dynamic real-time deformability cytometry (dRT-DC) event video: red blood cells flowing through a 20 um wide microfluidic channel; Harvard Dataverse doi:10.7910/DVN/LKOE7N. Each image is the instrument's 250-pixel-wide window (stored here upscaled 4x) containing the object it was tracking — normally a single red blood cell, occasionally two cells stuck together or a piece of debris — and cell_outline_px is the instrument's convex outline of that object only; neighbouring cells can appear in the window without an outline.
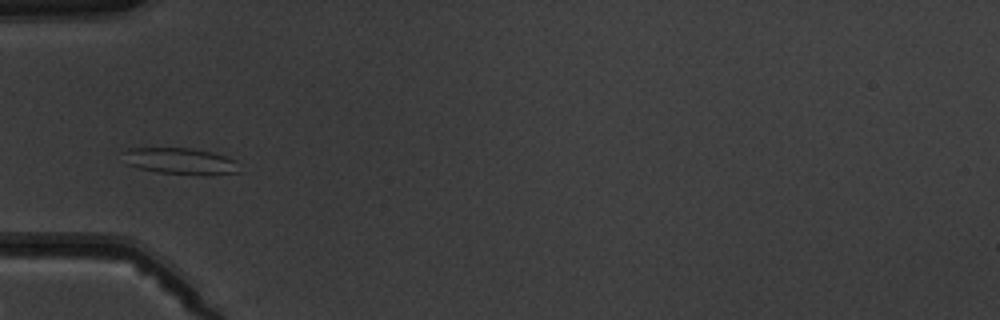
{"species": "common noctule bat (a hibernating species)", "species_latin": "Nyctalus noctula", "temperature_condition": "warm", "stored_images_in_passage": 9, "camera_frame_rate_fps": 3000, "um_per_image_px": 0.085, "animal": {"sex": "male", "body_mass_g": 19.5, "forearm_length_mm": 54.6}, "frame": {"image": 1, "passage_image": 3, "time_ms": 3.333, "image_size_px": [1000, 320], "cell_outline_px": [[240, 172], [204, 176], [156, 172], [124, 164], [120, 152], [128, 148], [192, 148], [212, 152], [236, 160]], "centroid_in_image_um": [15.28, 13.7], "position_along_channel_um": 69.7, "area_um2": 18.38}}
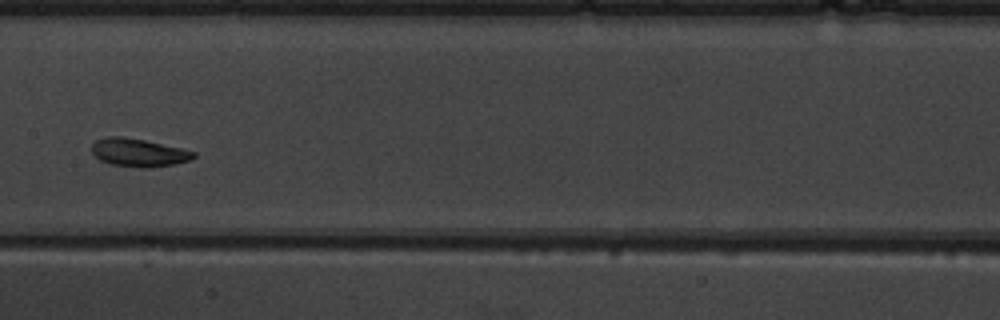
{"frame": {"image": 2, "passage_image": 6, "time_ms": 6.667, "image_size_px": [1000, 320], "cell_outline_px": [[196, 156], [192, 160], [172, 164], [148, 168], [140, 168], [112, 164], [100, 160], [92, 152], [92, 144], [96, 140], [108, 136], [120, 136], [144, 140], [180, 148], [196, 152]], "centroid_in_image_um": [11.78, 12.97], "position_along_channel_um": 195.6, "area_um2": 16.53}}
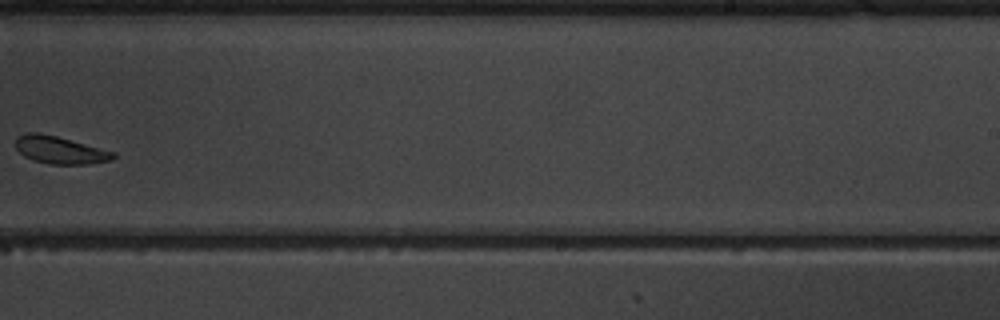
{"frame": {"image": 3, "passage_image": 8, "time_ms": 9.0, "image_size_px": [1000, 320], "cell_outline_px": [[116, 156], [112, 160], [88, 164], [48, 164], [32, 160], [24, 156], [16, 148], [16, 136], [28, 132], [36, 132], [56, 136], [116, 152]], "centroid_in_image_um": [5.09, 12.75], "position_along_channel_um": 283.9, "area_um2": 15.66}}